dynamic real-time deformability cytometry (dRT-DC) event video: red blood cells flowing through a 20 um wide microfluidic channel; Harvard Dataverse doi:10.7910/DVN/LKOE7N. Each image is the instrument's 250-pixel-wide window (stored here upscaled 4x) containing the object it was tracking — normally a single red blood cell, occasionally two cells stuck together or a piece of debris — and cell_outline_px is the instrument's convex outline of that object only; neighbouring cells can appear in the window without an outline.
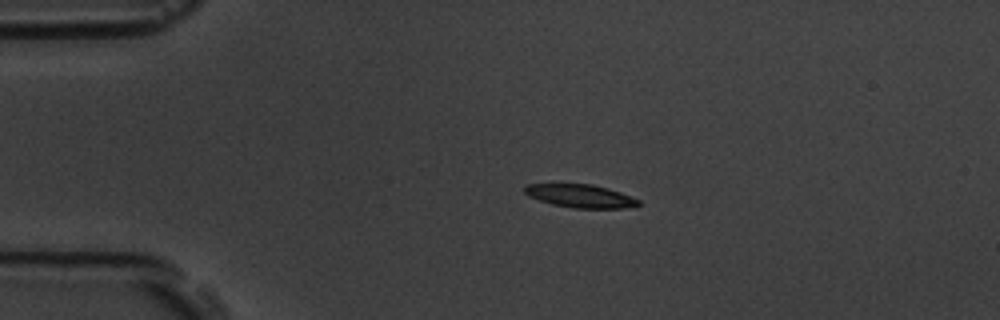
{"species": "common noctule bat (a hibernating species)", "species_latin": "Nyctalus noctula", "temperature_condition": "room temperature", "stored_images_in_passage": 44, "camera_frame_rate_fps": 3000, "um_per_image_px": 0.085, "animal": {"sex": "male", "body_mass_g": 19.5, "forearm_length_mm": 54.6}, "frame": {"image": 1, "passage_image": 1, "time_ms": 0.0, "image_size_px": [1000, 320], "cell_outline_px": [[640, 204], [636, 208], [572, 208], [552, 204], [528, 196], [524, 192], [524, 184], [592, 184], [608, 188], [620, 192], [640, 200]], "centroid_in_image_um": [49.36, 16.66], "position_along_channel_um": 35.6, "area_um2": 15.49}}
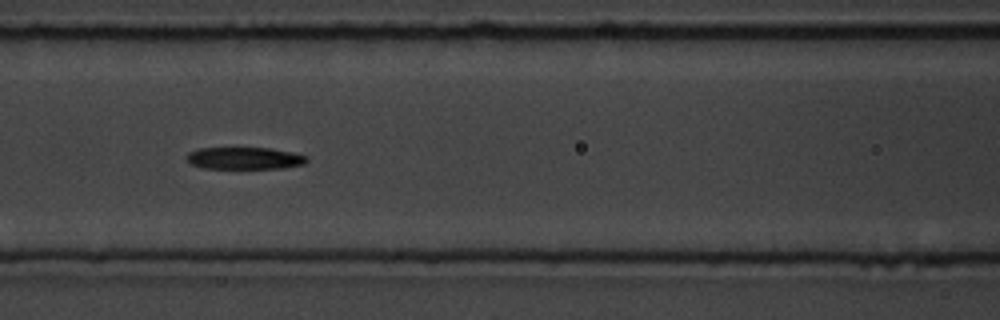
{"frame": {"image": 2, "passage_image": 13, "time_ms": 4.0, "image_size_px": [1000, 320], "cell_outline_px": [[308, 160], [304, 164], [284, 168], [204, 168], [192, 164], [188, 160], [188, 152], [200, 148], [272, 148], [292, 152], [304, 156]], "centroid_in_image_um": [20.8, 13.44], "position_along_channel_um": 145.8, "area_um2": 15.26}}
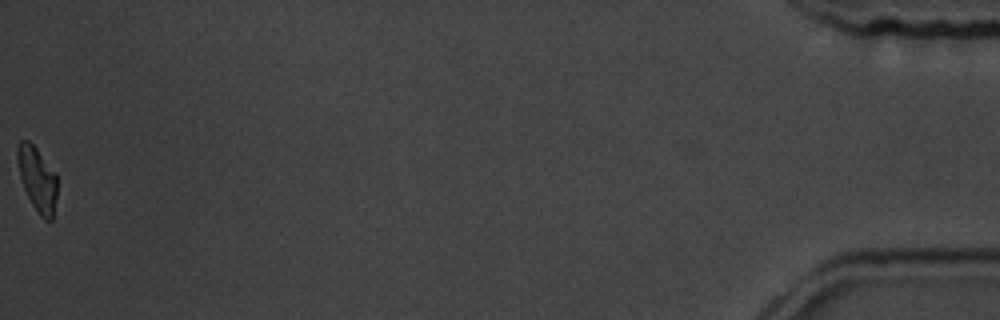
{"frame": {"image": 3, "passage_image": 44, "time_ms": 14.333, "image_size_px": [1000, 320], "cell_outline_px": [[56, 196], [52, 220], [44, 220], [40, 216], [32, 204], [24, 188], [20, 176], [16, 156], [16, 148], [20, 140], [28, 140], [36, 148], [56, 172]], "centroid_in_image_um": [3.16, 15.2], "position_along_channel_um": 432.0, "area_um2": 14.85}, "authors_computed_cell_mechanics": {"area_um2": 16.0684, "velocity_mm_per_s": 3.7516, "shape_relaxation_time_tau1_ms": 3.2451, "shape_relaxation_time_tau2_ms": 8.1855, "deformation_change_tau1": 0.1585, "deformation_change_tau2": 0.1561}}